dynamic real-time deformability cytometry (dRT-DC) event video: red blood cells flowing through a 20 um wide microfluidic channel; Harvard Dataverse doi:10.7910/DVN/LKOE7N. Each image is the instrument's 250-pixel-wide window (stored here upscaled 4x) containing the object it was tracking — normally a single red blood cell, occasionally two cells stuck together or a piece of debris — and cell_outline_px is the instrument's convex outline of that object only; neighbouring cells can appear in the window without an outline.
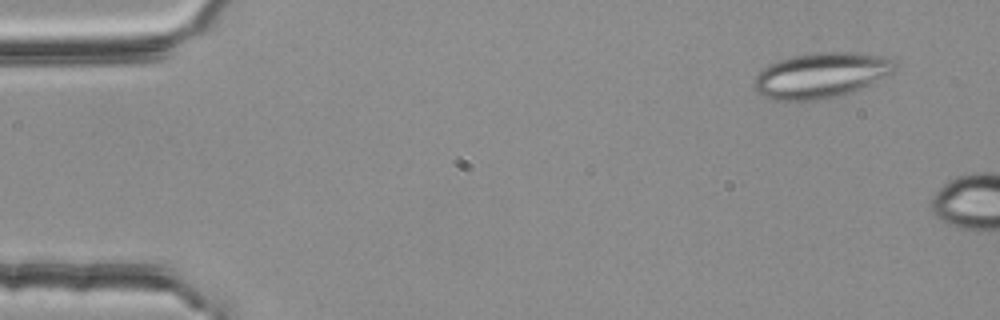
{"species": "common noctule bat (a hibernating species)", "species_latin": "Nyctalus noctula", "temperature_condition": "room temperature", "stored_images_in_passage": 2, "camera_frame_rate_fps": 3000, "um_per_image_px": 0.085, "animal": {"sex": "female", "body_mass_g": 25.1}, "frame": {"image": 1, "passage_image": 1, "time_ms": 0.0, "image_size_px": [1000, 320], "cell_outline_px": [[896, 72], [888, 76], [852, 92], [836, 96], [816, 100], [772, 100], [760, 96], [752, 88], [752, 80], [768, 64], [792, 56], [812, 52], [856, 52], [884, 56], [892, 60], [896, 64]], "centroid_in_image_um": [69.77, 6.4], "position_along_channel_um": 15.2, "area_um2": 37.63}}